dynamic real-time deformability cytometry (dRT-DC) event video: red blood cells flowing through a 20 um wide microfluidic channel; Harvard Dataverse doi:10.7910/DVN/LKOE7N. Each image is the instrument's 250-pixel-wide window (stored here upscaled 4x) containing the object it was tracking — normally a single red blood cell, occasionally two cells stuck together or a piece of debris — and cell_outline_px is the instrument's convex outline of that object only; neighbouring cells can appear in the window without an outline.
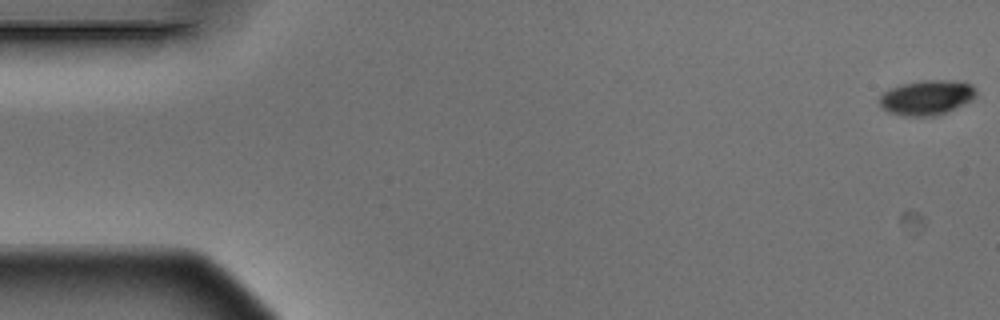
{"species": "Egyptian fruit bat (a non-hibernating species)", "species_latin": "Rousettus aegyptiacus", "temperature_condition": "warm", "stored_images_in_passage": 5, "camera_frame_rate_fps": 3000, "um_per_image_px": 0.085, "animal": {"sex": "male"}, "frame": {"image": 1, "passage_image": 1, "time_ms": 0.0, "image_size_px": [1000, 320], "cell_outline_px": [[976, 96], [972, 100], [948, 112], [936, 116], [904, 116], [888, 112], [880, 104], [880, 96], [888, 88], [920, 80], [952, 80], [972, 84], [976, 88]], "centroid_in_image_um": [78.8, 8.29], "position_along_channel_um": 6.2, "area_um2": 19.77}}
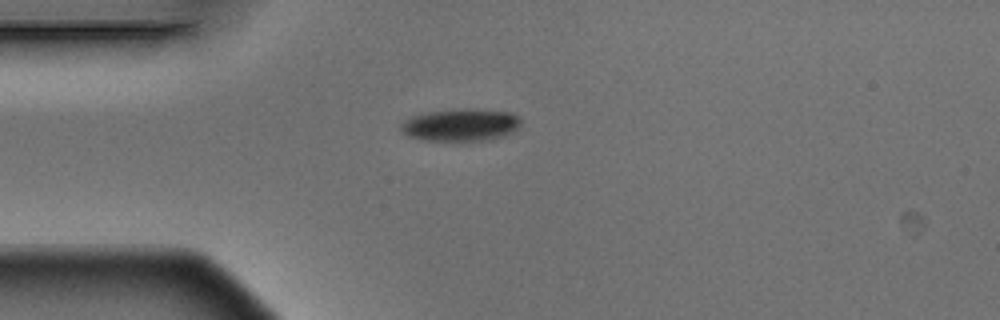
{"frame": {"image": 2, "passage_image": 5, "time_ms": 1.333, "image_size_px": [1000, 320], "cell_outline_px": [[520, 128], [504, 136], [488, 140], [420, 140], [408, 136], [400, 128], [400, 124], [404, 120], [412, 116], [428, 112], [452, 108], [472, 108], [512, 112], [520, 120]], "centroid_in_image_um": [39.17, 10.6], "position_along_channel_um": 45.8, "area_um2": 22.89}}